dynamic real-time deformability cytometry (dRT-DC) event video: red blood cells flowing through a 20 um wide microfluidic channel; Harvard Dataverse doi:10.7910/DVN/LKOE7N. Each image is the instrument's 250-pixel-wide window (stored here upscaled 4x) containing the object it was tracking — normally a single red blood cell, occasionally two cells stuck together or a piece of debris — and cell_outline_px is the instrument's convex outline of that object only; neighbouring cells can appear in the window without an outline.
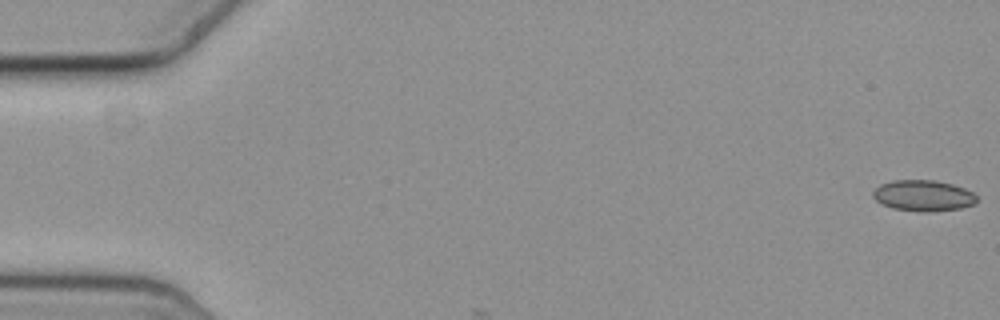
{"species": "common noctule bat (a hibernating species)", "species_latin": "Nyctalus noctula", "temperature_condition": "cold", "stored_images_in_passage": 4, "camera_frame_rate_fps": 3000, "um_per_image_px": 0.085, "animal": {"sex": "female", "body_mass_g": 19.3, "forearm_length_mm": 54.1}, "frame": {"image": 1, "passage_image": 1, "time_ms": 0.0, "image_size_px": [1000, 320], "cell_outline_px": [[976, 200], [972, 204], [960, 208], [928, 212], [920, 212], [892, 208], [880, 204], [872, 196], [872, 192], [880, 184], [892, 180], [932, 180], [952, 184], [964, 188], [972, 192], [976, 196]], "centroid_in_image_um": [78.42, 16.63], "position_along_channel_um": 6.6, "area_um2": 18.73}}